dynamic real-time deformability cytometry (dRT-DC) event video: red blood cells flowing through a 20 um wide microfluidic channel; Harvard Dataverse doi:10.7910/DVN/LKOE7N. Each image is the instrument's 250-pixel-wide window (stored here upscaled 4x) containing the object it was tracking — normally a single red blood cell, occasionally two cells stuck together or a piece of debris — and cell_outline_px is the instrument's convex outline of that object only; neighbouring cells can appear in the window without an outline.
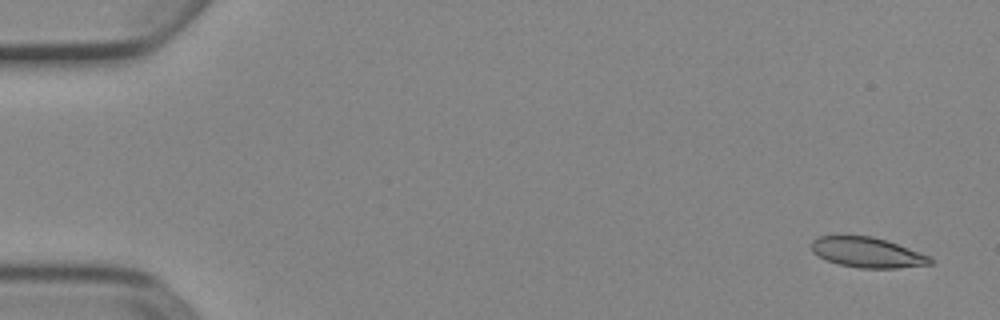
{"species": "Egyptian fruit bat (a non-hibernating species)", "species_latin": "Rousettus aegyptiacus", "temperature_condition": "cold", "stored_images_in_passage": 53, "camera_frame_rate_fps": 3000, "um_per_image_px": 0.085, "animal": {"sex": "female"}, "frame": {"image": 1, "passage_image": 3, "time_ms": 0.667, "image_size_px": [1000, 320], "cell_outline_px": [[936, 260], [932, 264], [896, 268], [860, 268], [840, 264], [828, 260], [812, 252], [812, 240], [820, 236], [872, 236], [896, 244], [928, 256]], "centroid_in_image_um": [73.72, 21.46], "position_along_channel_um": 11.3, "area_um2": 20.46}}
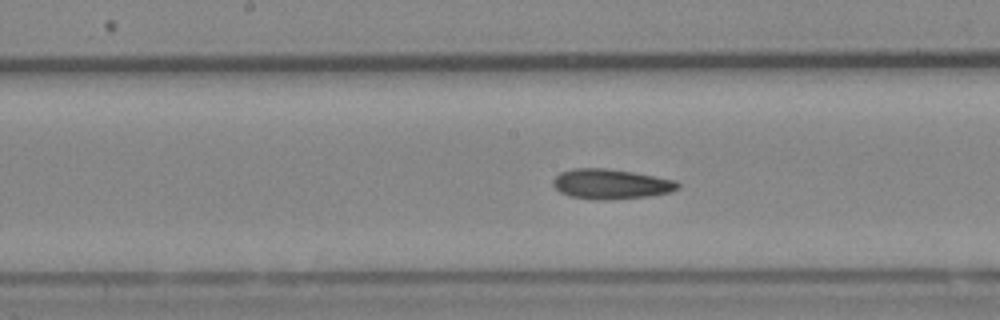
{"frame": {"image": 2, "passage_image": 28, "time_ms": 9.0, "image_size_px": [1000, 320], "cell_outline_px": [[680, 188], [672, 192], [648, 196], [604, 200], [596, 200], [568, 196], [560, 192], [552, 184], [552, 180], [560, 172], [572, 168], [604, 168], [632, 172], [676, 180], [680, 184]], "centroid_in_image_um": [51.92, 15.64], "position_along_channel_um": 196.3, "area_um2": 21.91}}
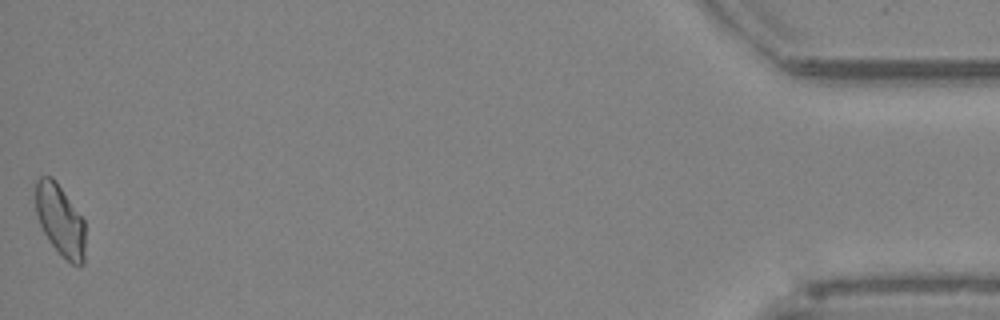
{"frame": {"image": 3, "passage_image": 53, "time_ms": 17.333, "image_size_px": [1000, 320], "cell_outline_px": [[84, 264], [72, 264], [52, 244], [44, 232], [40, 224], [36, 212], [36, 180], [40, 176], [52, 176], [56, 180], [84, 220]], "centroid_in_image_um": [5.11, 18.67], "position_along_channel_um": 430.1, "area_um2": 20.23}, "authors_computed_cell_mechanics": {"area_um2": 21.3282, "velocity_mm_per_s": 3.8911, "shape_relaxation_time_tau1_ms": null, "shape_relaxation_time_tau2_ms": 4.5448, "deformation_change_tau1": null, "deformation_change_tau2": 0.0966}}